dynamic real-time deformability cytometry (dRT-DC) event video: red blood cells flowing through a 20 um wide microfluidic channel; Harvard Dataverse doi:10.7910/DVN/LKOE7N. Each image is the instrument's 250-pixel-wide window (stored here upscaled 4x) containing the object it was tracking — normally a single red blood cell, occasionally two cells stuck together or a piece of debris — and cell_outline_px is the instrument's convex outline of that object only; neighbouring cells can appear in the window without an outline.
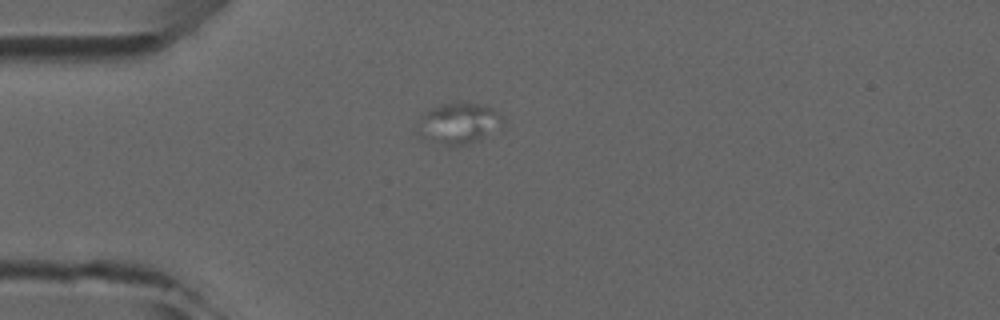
{"species": "common noctule bat (a hibernating species)", "species_latin": "Nyctalus noctula", "temperature_condition": "room temperature", "stored_images_in_passage": 5, "camera_frame_rate_fps": 3000, "um_per_image_px": 0.085, "animal": {"sex": "male", "forearm_length_mm": 52.5}, "frame": {"image": 1, "passage_image": 5, "time_ms": 5.333, "image_size_px": [1000, 320], "cell_outline_px": [[504, 120], [500, 124], [480, 140], [468, 144], [448, 148], [440, 140], [420, 116], [432, 108], [444, 104], [488, 104]], "centroid_in_image_um": [39.24, 10.44], "position_along_channel_um": 45.8, "area_um2": 17.92}}